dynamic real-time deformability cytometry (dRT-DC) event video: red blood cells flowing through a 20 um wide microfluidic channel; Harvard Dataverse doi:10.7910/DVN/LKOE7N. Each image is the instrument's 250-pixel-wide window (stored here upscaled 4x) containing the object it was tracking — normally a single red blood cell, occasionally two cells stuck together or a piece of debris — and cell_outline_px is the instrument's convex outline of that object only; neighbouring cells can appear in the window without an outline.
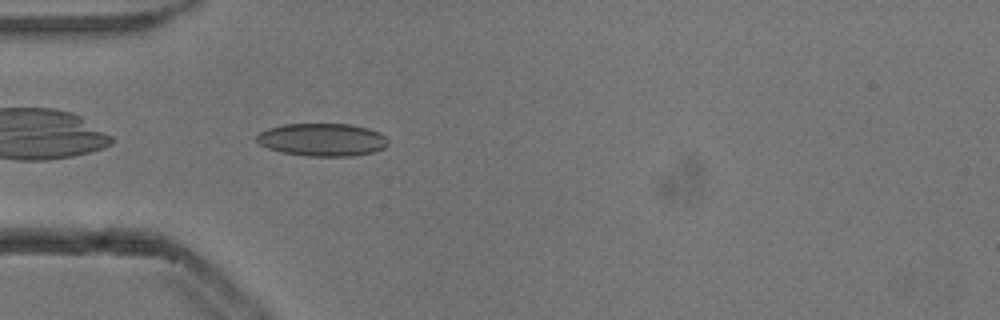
{"species": "common noctule bat (a hibernating species)", "species_latin": "Nyctalus noctula", "temperature_condition": "cold", "stored_images_in_passage": 37, "camera_frame_rate_fps": 3000, "um_per_image_px": 0.085, "animal": {"sex": "male", "body_mass_g": 13.3}, "frame": {"image": 1, "passage_image": 3, "time_ms": 0.667, "image_size_px": [1000, 320], "cell_outline_px": [[388, 144], [384, 148], [372, 152], [352, 156], [308, 156], [280, 152], [268, 148], [260, 144], [256, 140], [256, 136], [260, 132], [268, 128], [284, 124], [352, 124], [368, 128], [380, 132], [388, 140]], "centroid_in_image_um": [27.4, 11.87], "position_along_channel_um": 57.6, "area_um2": 25.2}}
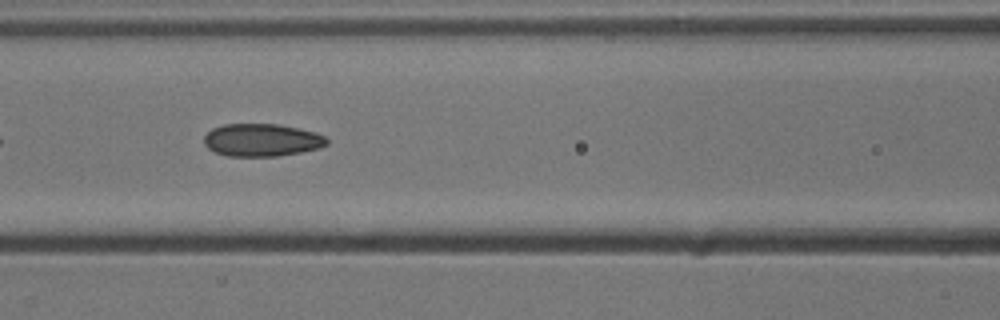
{"frame": {"image": 2, "passage_image": 10, "time_ms": 3.0, "image_size_px": [1000, 320], "cell_outline_px": [[328, 144], [320, 148], [300, 152], [276, 156], [228, 156], [216, 152], [208, 148], [204, 144], [204, 136], [212, 128], [224, 124], [280, 124], [312, 132], [324, 136], [328, 140]], "centroid_in_image_um": [22.23, 11.9], "position_along_channel_um": 144.4, "area_um2": 23.24}}
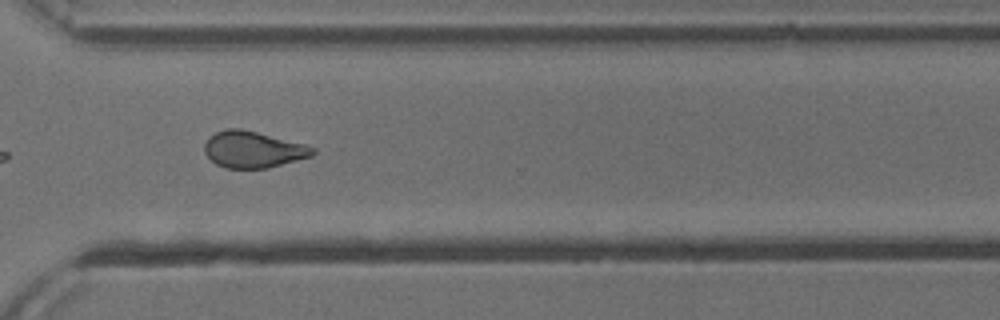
{"frame": {"image": 3, "passage_image": 26, "time_ms": 8.333, "image_size_px": [1000, 320], "cell_outline_px": [[316, 152], [312, 156], [268, 168], [224, 168], [216, 164], [204, 152], [204, 144], [208, 136], [216, 132], [228, 128], [240, 128], [304, 144], [316, 148]], "centroid_in_image_um": [21.49, 12.71], "position_along_channel_um": 349.1, "area_um2": 22.95}, "authors_computed_cell_mechanics": {"area_um2": 23.12, "velocity_mm_per_s": 3.8462, "shape_relaxation_time_tau1_ms": 9.0187, "shape_relaxation_time_tau2_ms": 2.1839, "deformation_change_tau1": 0.1557, "deformation_change_tau2": 0.0868}}